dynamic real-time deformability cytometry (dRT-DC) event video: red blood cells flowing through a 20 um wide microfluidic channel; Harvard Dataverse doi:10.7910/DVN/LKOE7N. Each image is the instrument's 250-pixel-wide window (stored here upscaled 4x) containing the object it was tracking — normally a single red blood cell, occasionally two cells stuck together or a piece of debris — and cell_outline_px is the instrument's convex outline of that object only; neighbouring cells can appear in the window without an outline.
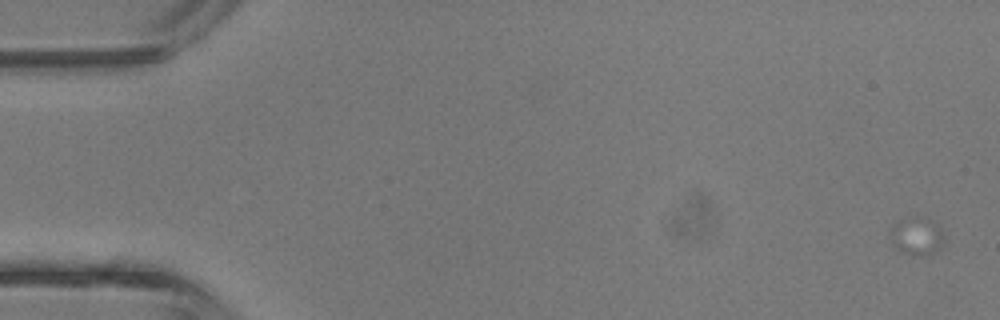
{"species": "common noctule bat (a hibernating species)", "species_latin": "Nyctalus noctula", "temperature_condition": "room temperature", "stored_images_in_passage": 21, "camera_frame_rate_fps": 3000, "um_per_image_px": 0.085, "animal": {"sex": "male", "body_mass_g": 13.3}, "frame": {"image": 1, "passage_image": 1, "time_ms": 0.0, "image_size_px": [1000, 320], "cell_outline_px": [[944, 244], [940, 248], [932, 252], [900, 252], [892, 244], [892, 224], [900, 220], [932, 220], [940, 228], [944, 236]], "centroid_in_image_um": [77.94, 20.07], "position_along_channel_um": 7.1, "area_um2": 10.81}}